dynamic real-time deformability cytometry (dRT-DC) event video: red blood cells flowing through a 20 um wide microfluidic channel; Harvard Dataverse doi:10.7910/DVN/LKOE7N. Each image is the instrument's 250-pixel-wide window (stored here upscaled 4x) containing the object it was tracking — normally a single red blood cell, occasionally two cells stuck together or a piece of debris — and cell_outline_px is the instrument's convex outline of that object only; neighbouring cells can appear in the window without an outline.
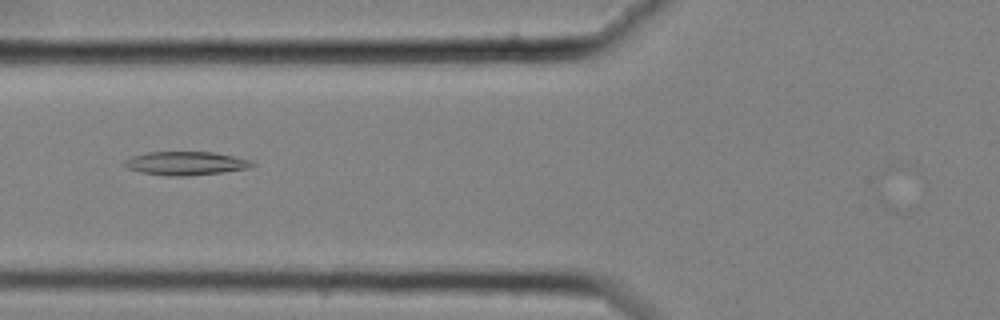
{"species": "common noctule bat (a hibernating species)", "species_latin": "Nyctalus noctula", "temperature_condition": "cold", "stored_images_in_passage": 39, "camera_frame_rate_fps": 3000, "um_per_image_px": 0.085, "animal": {"sex": "female", "body_mass_g": 25.1}, "frame": {"image": 1, "passage_image": 6, "time_ms": 1.667, "image_size_px": [1000, 320], "cell_outline_px": [[256, 164], [252, 168], [224, 172], [184, 176], [168, 176], [140, 172], [128, 168], [124, 164], [124, 160], [132, 156], [148, 152], [212, 152], [232, 156], [248, 160]], "centroid_in_image_um": [15.79, 13.89], "position_along_channel_um": 110.0, "area_um2": 17.46}}
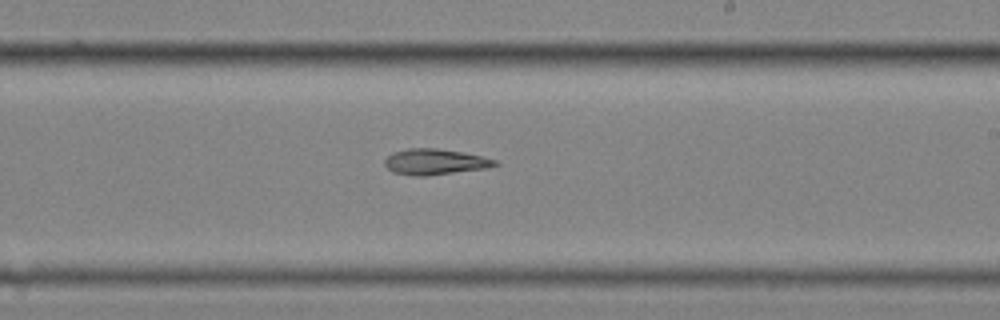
{"frame": {"image": 2, "passage_image": 18, "time_ms": 5.667, "image_size_px": [1000, 320], "cell_outline_px": [[500, 164], [484, 168], [424, 176], [416, 176], [392, 172], [384, 164], [384, 160], [392, 152], [408, 148], [436, 148], [464, 152], [496, 160]], "centroid_in_image_um": [36.93, 13.74], "position_along_channel_um": 252.1, "area_um2": 16.42}}
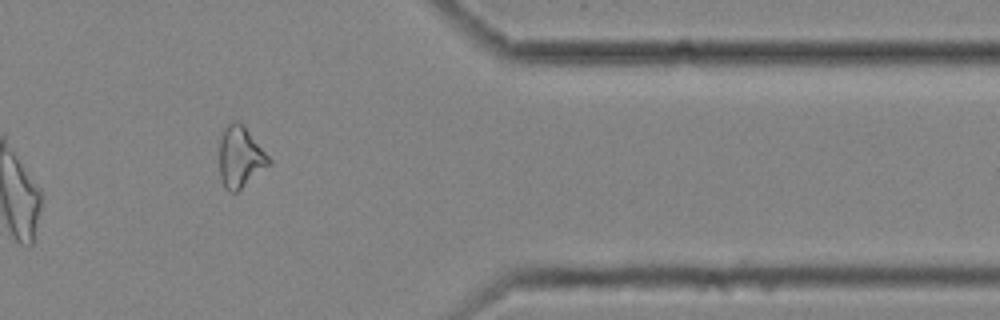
{"frame": {"image": 3, "passage_image": 31, "time_ms": 10.0, "image_size_px": [1000, 320], "cell_outline_px": [[272, 164], [236, 192], [228, 192], [224, 188], [220, 176], [220, 132], [232, 120], [236, 120], [244, 124], [272, 160]], "centroid_in_image_um": [20.43, 13.32], "position_along_channel_um": 391.0, "area_um2": 17.98}}